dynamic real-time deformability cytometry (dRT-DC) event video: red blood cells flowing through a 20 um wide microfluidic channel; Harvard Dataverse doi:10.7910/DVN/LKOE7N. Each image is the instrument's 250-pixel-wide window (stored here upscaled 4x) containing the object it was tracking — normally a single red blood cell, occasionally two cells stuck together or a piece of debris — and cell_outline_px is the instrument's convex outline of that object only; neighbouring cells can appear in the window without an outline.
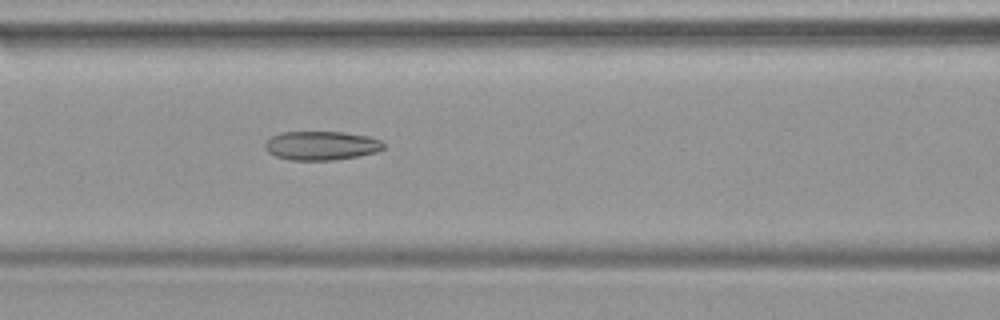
{"species": "common noctule bat (a hibernating species)", "species_latin": "Nyctalus noctula", "temperature_condition": "warm", "stored_images_in_passage": 28, "camera_frame_rate_fps": 3000, "um_per_image_px": 0.085, "animal": {"sex": "female", "body_mass_g": 19.9}, "frame": {"image": 1, "passage_image": 7, "time_ms": 2.0, "image_size_px": [1000, 320], "cell_outline_px": [[384, 148], [376, 152], [356, 156], [332, 160], [288, 160], [276, 156], [268, 152], [264, 148], [264, 144], [272, 136], [280, 132], [344, 132], [368, 136], [380, 140], [384, 144]], "centroid_in_image_um": [27.29, 12.37], "position_along_channel_um": 139.3, "area_um2": 19.94}}
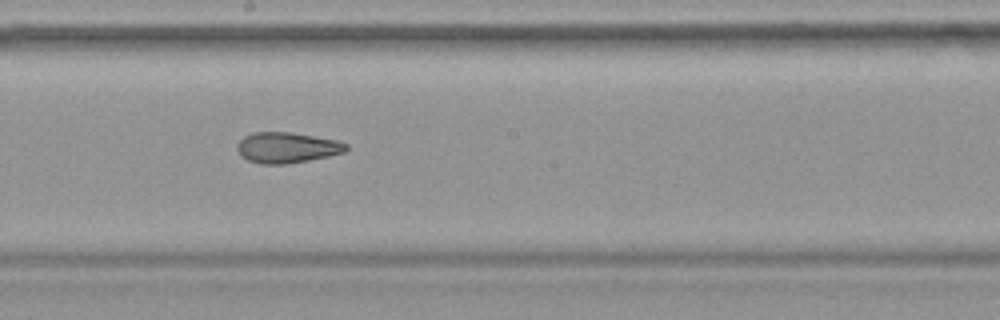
{"frame": {"image": 2, "passage_image": 13, "time_ms": 4.0, "image_size_px": [1000, 320], "cell_outline_px": [[348, 148], [344, 152], [328, 156], [308, 160], [284, 164], [260, 164], [248, 160], [240, 156], [236, 148], [236, 144], [244, 136], [252, 132], [288, 132], [340, 140], [348, 144]], "centroid_in_image_um": [24.37, 12.54], "position_along_channel_um": 223.8, "area_um2": 19.59}}
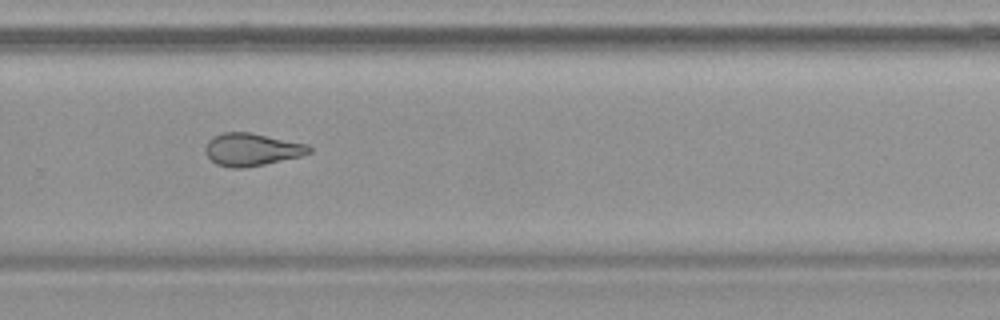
{"frame": {"image": 3, "passage_image": 19, "time_ms": 6.0, "image_size_px": [1000, 320], "cell_outline_px": [[312, 152], [300, 156], [264, 164], [244, 168], [232, 168], [216, 164], [204, 152], [204, 148], [208, 140], [212, 136], [224, 132], [252, 132], [308, 144], [312, 148]], "centroid_in_image_um": [21.39, 12.69], "position_along_channel_um": 308.4, "area_um2": 19.88}}